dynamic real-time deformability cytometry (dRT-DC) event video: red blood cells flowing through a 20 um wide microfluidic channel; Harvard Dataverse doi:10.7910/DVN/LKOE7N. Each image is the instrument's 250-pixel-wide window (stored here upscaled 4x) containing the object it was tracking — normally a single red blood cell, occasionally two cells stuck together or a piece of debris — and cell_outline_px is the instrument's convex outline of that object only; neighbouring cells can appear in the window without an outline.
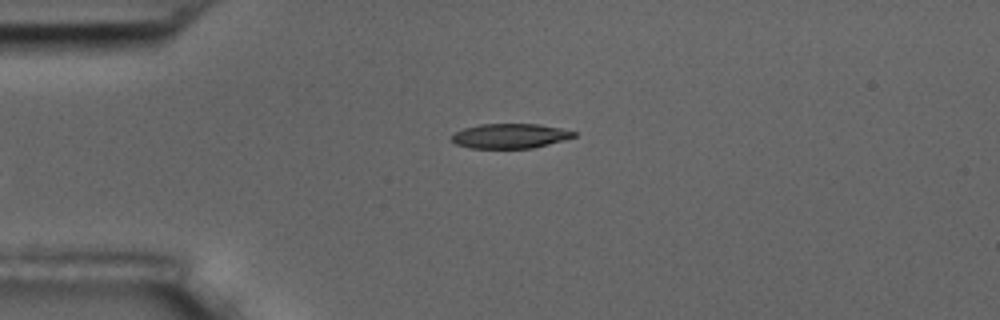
{"species": "common noctule bat (a hibernating species)", "species_latin": "Nyctalus noctula", "temperature_condition": "room temperature", "stored_images_in_passage": 6, "camera_frame_rate_fps": 3000, "um_per_image_px": 0.085, "animal": {"sex": "male", "body_mass_g": 17.5, "forearm_length_mm": 52.3}, "frame": {"image": 1, "passage_image": 6, "time_ms": 6.0, "image_size_px": [1000, 320], "cell_outline_px": [[576, 136], [564, 140], [532, 148], [472, 148], [456, 144], [452, 140], [452, 136], [456, 132], [464, 128], [480, 124], [540, 124], [560, 128], [576, 132]], "centroid_in_image_um": [43.37, 11.55], "position_along_channel_um": 41.6, "area_um2": 17.46}}